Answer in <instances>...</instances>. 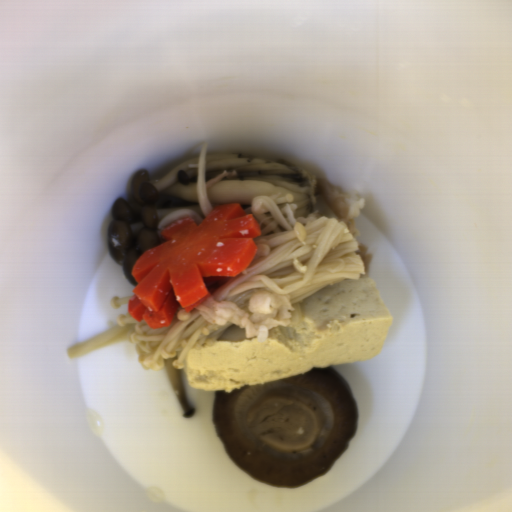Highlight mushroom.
<instances>
[{
  "label": "mushroom",
  "instance_id": "mushroom-1",
  "mask_svg": "<svg viewBox=\"0 0 512 512\" xmlns=\"http://www.w3.org/2000/svg\"><path fill=\"white\" fill-rule=\"evenodd\" d=\"M211 419L232 462L271 488L297 489L329 474L347 450L358 403L331 366L215 390Z\"/></svg>",
  "mask_w": 512,
  "mask_h": 512
}]
</instances>
